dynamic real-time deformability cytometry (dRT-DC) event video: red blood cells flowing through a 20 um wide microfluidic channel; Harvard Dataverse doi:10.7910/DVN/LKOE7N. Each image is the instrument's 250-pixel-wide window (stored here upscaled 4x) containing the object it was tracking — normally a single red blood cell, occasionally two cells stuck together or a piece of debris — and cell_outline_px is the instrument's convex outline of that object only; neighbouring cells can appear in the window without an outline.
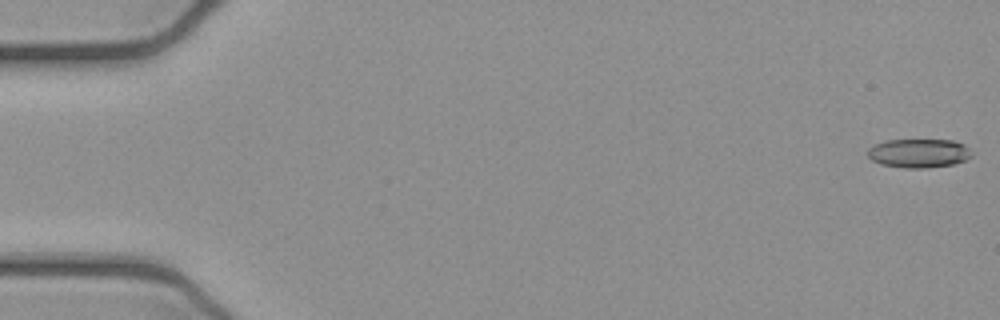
{"species": "common noctule bat (a hibernating species)", "species_latin": "Nyctalus noctula", "temperature_condition": "cold", "stored_images_in_passage": 53, "camera_frame_rate_fps": 3000, "um_per_image_px": 0.085, "animal": {"sex": "female", "body_mass_g": 21.9}, "frame": {"image": 1, "passage_image": 1, "time_ms": 0.0, "image_size_px": [1000, 320], "cell_outline_px": [[972, 156], [964, 160], [952, 164], [924, 168], [904, 168], [880, 164], [872, 160], [868, 156], [868, 148], [884, 140], [952, 140], [964, 144], [972, 152]], "centroid_in_image_um": [78.08, 13.02], "position_along_channel_um": 6.9, "area_um2": 17.46}}
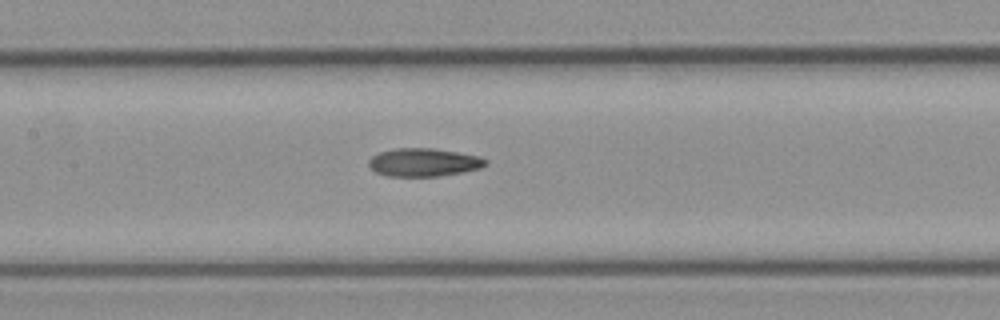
{"frame": {"image": 2, "passage_image": 25, "time_ms": 8.0, "image_size_px": [1000, 320], "cell_outline_px": [[488, 164], [480, 168], [464, 172], [440, 176], [388, 176], [376, 172], [368, 164], [368, 160], [372, 156], [380, 152], [396, 148], [432, 148], [480, 156], [488, 160]], "centroid_in_image_um": [36.04, 13.8], "position_along_channel_um": 171.4, "area_um2": 19.19}}
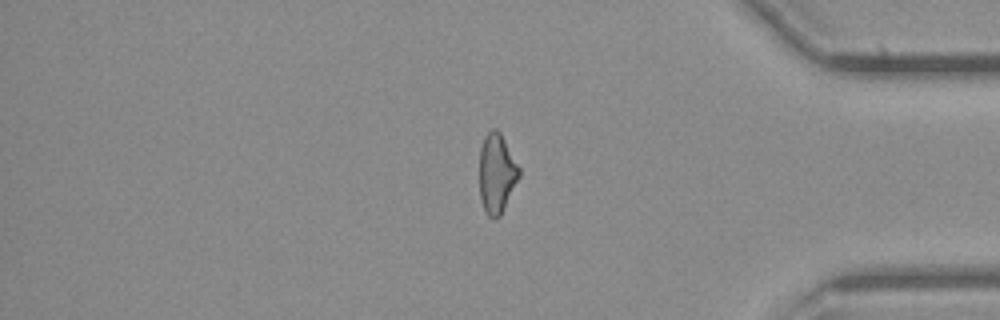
{"frame": {"image": 3, "passage_image": 44, "time_ms": 14.333, "image_size_px": [1000, 320], "cell_outline_px": [[520, 176], [500, 216], [496, 220], [492, 220], [488, 216], [480, 200], [480, 148], [484, 136], [492, 128], [496, 128], [500, 132], [520, 168]], "centroid_in_image_um": [42.22, 14.75], "position_along_channel_um": 393.0, "area_um2": 18.44}, "authors_computed_cell_mechanics": {"area_um2": 19.074, "velocity_mm_per_s": 3.9223, "shape_relaxation_time_tau1_ms": 9.7739, "shape_relaxation_time_tau2_ms": 3.8009, "deformation_change_tau1": 0.2247, "deformation_change_tau2": 0.1277}}